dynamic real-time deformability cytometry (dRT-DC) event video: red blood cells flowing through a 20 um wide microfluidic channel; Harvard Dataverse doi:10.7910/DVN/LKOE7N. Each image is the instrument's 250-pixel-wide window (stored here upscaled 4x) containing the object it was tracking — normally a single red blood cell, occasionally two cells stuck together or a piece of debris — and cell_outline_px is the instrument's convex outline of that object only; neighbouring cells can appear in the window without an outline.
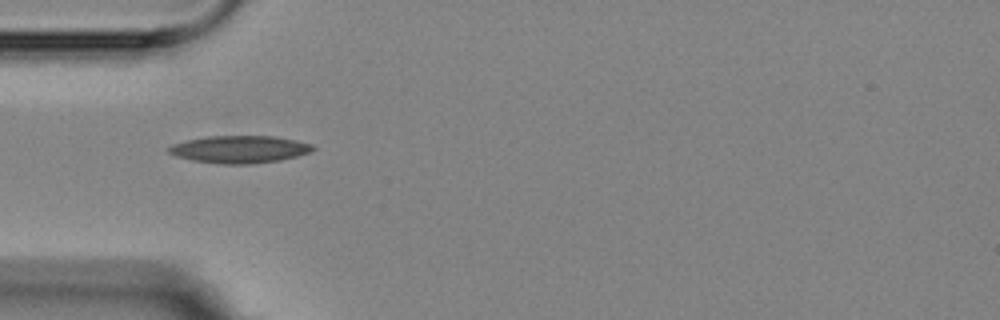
{"species": "Egyptian fruit bat (a non-hibernating species)", "species_latin": "Rousettus aegyptiacus", "temperature_condition": "room temperature", "stored_images_in_passage": 9, "camera_frame_rate_fps": 3000, "um_per_image_px": 0.085, "animal": {"sex": "female"}, "frame": {"image": 1, "passage_image": 6, "time_ms": 7.667, "image_size_px": [1000, 320], "cell_outline_px": [[316, 148], [308, 152], [296, 156], [280, 160], [252, 164], [220, 164], [192, 160], [176, 156], [168, 152], [168, 148], [172, 144], [188, 140], [208, 136], [276, 136], [296, 140], [312, 144]], "centroid_in_image_um": [20.36, 12.69], "position_along_channel_um": 64.6, "area_um2": 22.95}}
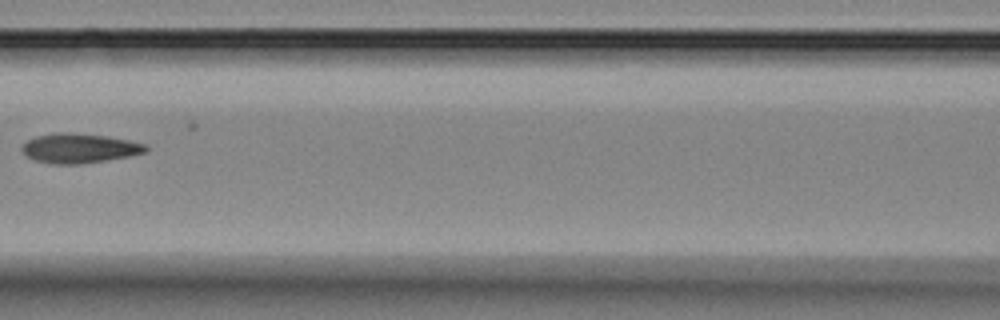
{"frame": {"image": 2, "passage_image": 8, "time_ms": 10.333, "image_size_px": [1000, 320], "cell_outline_px": [[148, 152], [128, 156], [80, 164], [52, 164], [36, 160], [28, 156], [20, 148], [20, 144], [36, 136], [56, 132], [72, 132], [108, 136], [128, 140], [144, 144], [148, 148]], "centroid_in_image_um": [6.72, 12.58], "position_along_channel_um": 159.9, "area_um2": 21.33}}
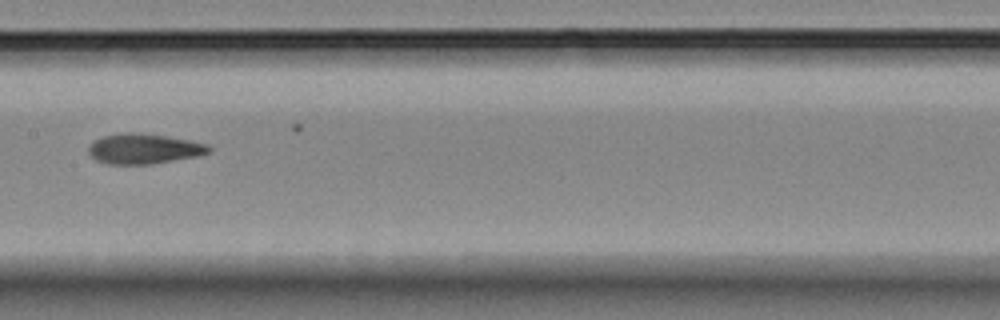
{"frame": {"image": 3, "passage_image": 9, "time_ms": 11.333, "image_size_px": [1000, 320], "cell_outline_px": [[212, 148], [208, 152], [196, 156], [152, 164], [108, 164], [96, 160], [88, 152], [88, 144], [92, 140], [104, 136], [120, 132], [132, 132], [168, 136], [208, 144]], "centroid_in_image_um": [12.18, 12.63], "position_along_channel_um": 195.2, "area_um2": 21.21}}